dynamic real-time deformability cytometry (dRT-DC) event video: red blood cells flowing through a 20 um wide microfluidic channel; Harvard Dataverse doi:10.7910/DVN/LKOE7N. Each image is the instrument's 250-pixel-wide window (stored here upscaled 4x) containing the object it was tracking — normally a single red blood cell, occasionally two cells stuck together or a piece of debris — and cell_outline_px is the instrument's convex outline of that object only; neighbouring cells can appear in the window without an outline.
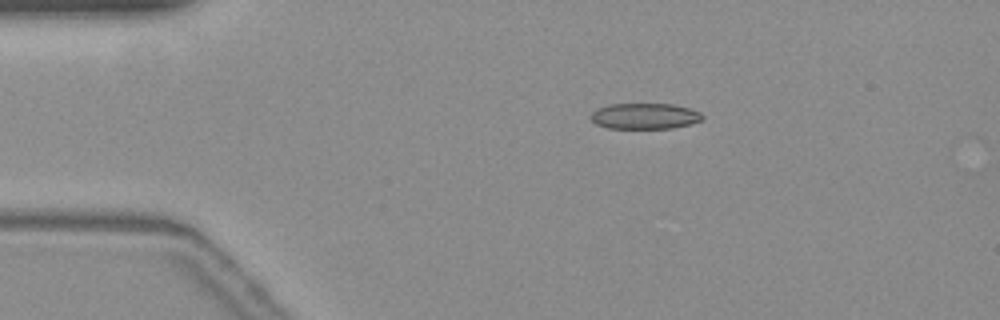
{"species": "common noctule bat (a hibernating species)", "species_latin": "Nyctalus noctula", "temperature_condition": "warm", "stored_images_in_passage": 44, "camera_frame_rate_fps": 3000, "um_per_image_px": 0.085, "animal": {"sex": "female", "body_mass_g": 19.3, "forearm_length_mm": 54.1}, "frame": {"image": 1, "passage_image": 1, "time_ms": 0.0, "image_size_px": [1000, 320], "cell_outline_px": [[704, 116], [700, 120], [688, 124], [672, 128], [608, 128], [596, 124], [592, 120], [592, 112], [596, 108], [608, 104], [672, 104], [688, 108], [700, 112]], "centroid_in_image_um": [54.77, 9.86], "position_along_channel_um": 30.2, "area_um2": 16.65}}
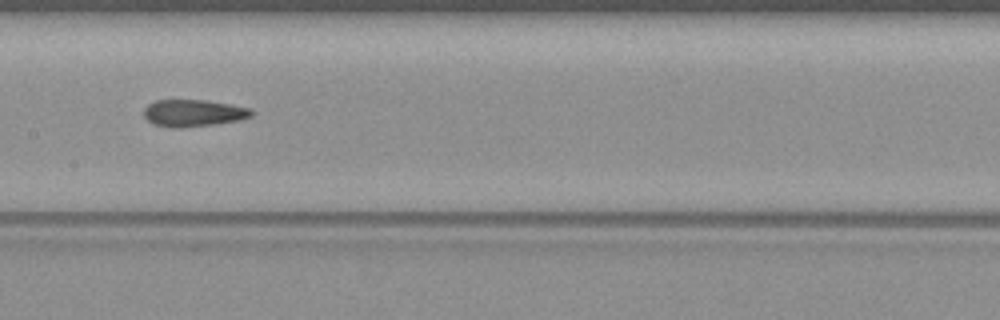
{"frame": {"image": 2, "passage_image": 18, "time_ms": 5.667, "image_size_px": [1000, 320], "cell_outline_px": [[252, 116], [240, 120], [216, 124], [180, 128], [168, 128], [152, 124], [144, 116], [144, 108], [148, 104], [156, 100], [208, 100], [252, 108]], "centroid_in_image_um": [16.43, 9.61], "position_along_channel_um": 191.0, "area_um2": 17.17}}
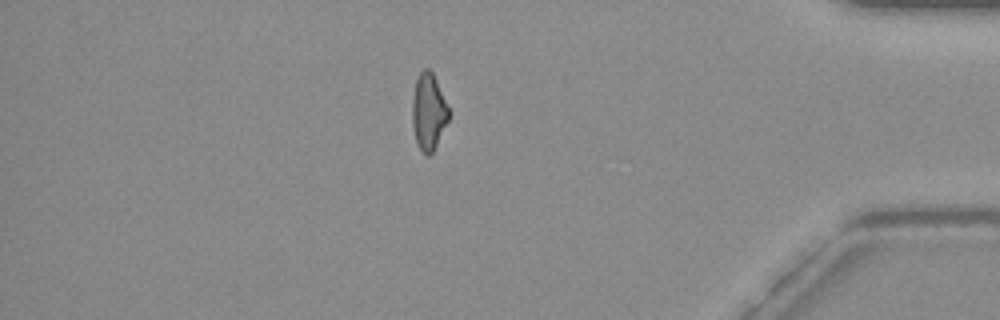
{"frame": {"image": 3, "passage_image": 38, "time_ms": 12.333, "image_size_px": [1000, 320], "cell_outline_px": [[448, 120], [432, 152], [428, 156], [420, 148], [416, 140], [412, 124], [412, 100], [416, 80], [420, 72], [424, 68], [428, 68], [432, 72], [436, 80], [448, 108]], "centroid_in_image_um": [36.4, 9.47], "position_along_channel_um": 398.8, "area_um2": 15.78}}